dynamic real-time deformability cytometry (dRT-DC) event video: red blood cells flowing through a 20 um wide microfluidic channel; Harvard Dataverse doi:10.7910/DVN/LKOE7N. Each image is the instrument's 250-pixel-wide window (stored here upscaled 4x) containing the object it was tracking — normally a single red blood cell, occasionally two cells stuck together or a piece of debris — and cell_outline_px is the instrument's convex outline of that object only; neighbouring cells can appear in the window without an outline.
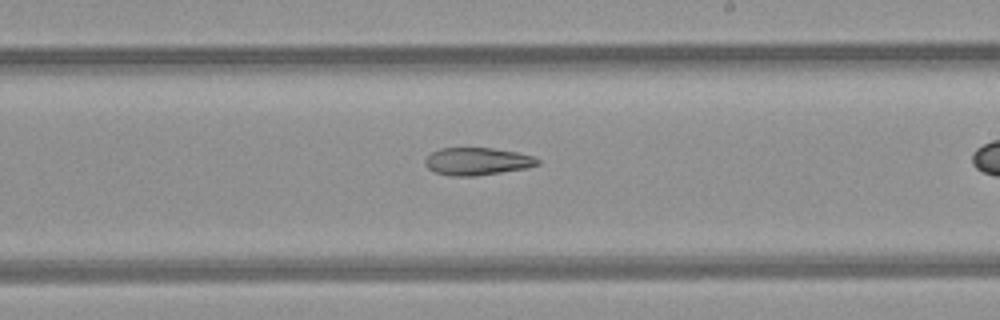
{"species": "common noctule bat (a hibernating species)", "species_latin": "Nyctalus noctula", "temperature_condition": "room temperature", "stored_images_in_passage": 8, "camera_frame_rate_fps": 3000, "um_per_image_px": 0.085, "animal": {"sex": "female", "body_mass_g": 21.9}, "frame": {"image": 1, "passage_image": 6, "time_ms": 6.667, "image_size_px": [1000, 320], "cell_outline_px": [[540, 164], [528, 168], [472, 176], [448, 176], [436, 172], [428, 168], [424, 164], [424, 160], [432, 152], [440, 148], [492, 148], [516, 152], [532, 156], [540, 160]], "centroid_in_image_um": [40.55, 13.72], "position_along_channel_um": 248.4, "area_um2": 17.98}}